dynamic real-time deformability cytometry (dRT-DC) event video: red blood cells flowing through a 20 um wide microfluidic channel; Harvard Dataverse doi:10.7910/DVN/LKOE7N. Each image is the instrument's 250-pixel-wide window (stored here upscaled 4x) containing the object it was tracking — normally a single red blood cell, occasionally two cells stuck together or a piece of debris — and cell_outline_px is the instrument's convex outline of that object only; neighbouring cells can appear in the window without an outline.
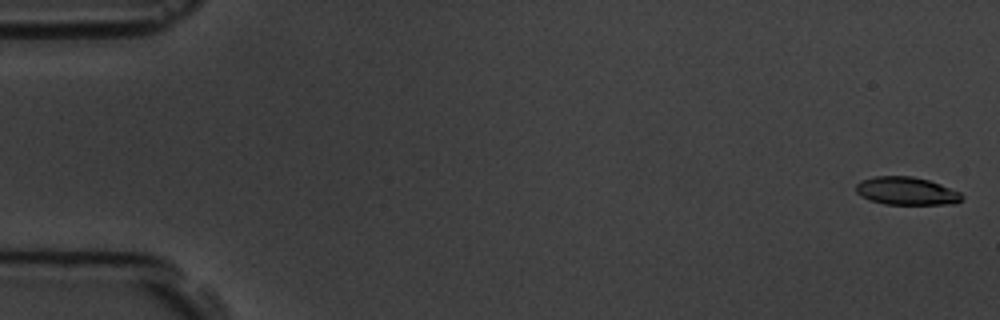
{"species": "common noctule bat (a hibernating species)", "species_latin": "Nyctalus noctula", "temperature_condition": "room temperature", "stored_images_in_passage": 8, "camera_frame_rate_fps": 3000, "um_per_image_px": 0.085, "animal": {"sex": "male", "body_mass_g": 19.5, "forearm_length_mm": 54.6}, "frame": {"image": 1, "passage_image": 1, "time_ms": 0.0, "image_size_px": [1000, 320], "cell_outline_px": [[964, 200], [956, 204], [884, 204], [868, 200], [860, 196], [856, 192], [856, 184], [860, 180], [876, 176], [912, 176], [928, 180], [940, 184], [960, 192], [964, 196]], "centroid_in_image_um": [77.05, 16.24], "position_along_channel_um": 7.9, "area_um2": 17.46}}
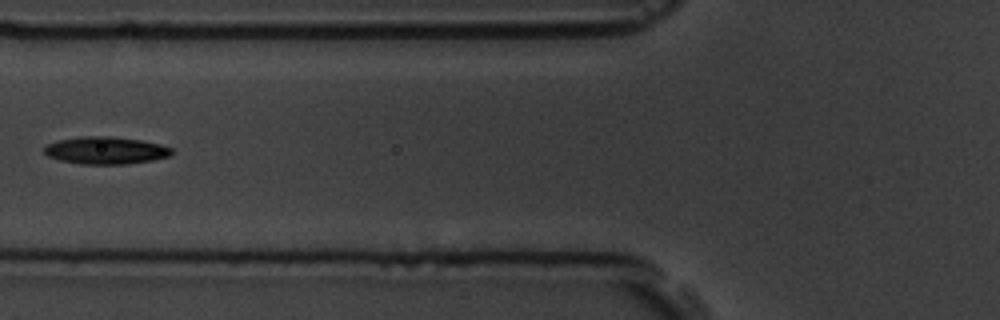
{"frame": {"image": 2, "passage_image": 7, "time_ms": 7.0, "image_size_px": [1000, 320], "cell_outline_px": [[172, 152], [168, 156], [152, 160], [128, 164], [80, 164], [60, 160], [48, 156], [44, 152], [44, 148], [48, 144], [56, 140], [80, 136], [112, 136], [140, 140], [160, 144], [172, 148]], "centroid_in_image_um": [8.96, 12.78], "position_along_channel_um": 116.8, "area_um2": 20.35}}
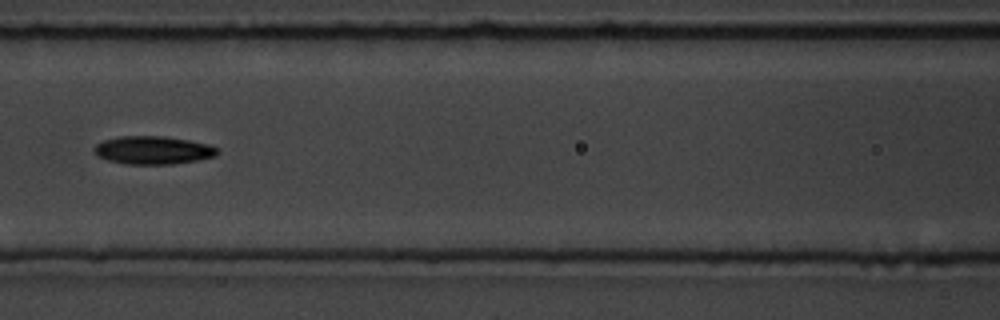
{"frame": {"image": 3, "passage_image": 8, "time_ms": 8.0, "image_size_px": [1000, 320], "cell_outline_px": [[220, 152], [216, 156], [196, 160], [172, 164], [128, 164], [108, 160], [96, 156], [92, 148], [96, 144], [104, 140], [120, 136], [164, 136], [188, 140], [208, 144], [220, 148]], "centroid_in_image_um": [13.01, 12.76], "position_along_channel_um": 153.6, "area_um2": 20.29}}